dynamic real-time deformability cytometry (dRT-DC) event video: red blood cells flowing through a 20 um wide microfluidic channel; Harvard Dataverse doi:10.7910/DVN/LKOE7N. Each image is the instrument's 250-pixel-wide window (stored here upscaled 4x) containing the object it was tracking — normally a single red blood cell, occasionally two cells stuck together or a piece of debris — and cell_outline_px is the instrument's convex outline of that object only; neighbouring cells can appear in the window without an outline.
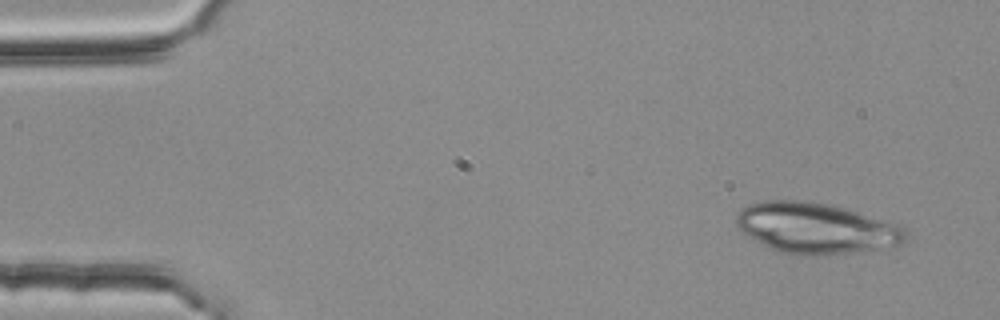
{"species": "common noctule bat (a hibernating species)", "species_latin": "Nyctalus noctula", "temperature_condition": "room temperature", "stored_images_in_passage": 3, "camera_frame_rate_fps": 3000, "um_per_image_px": 0.085, "animal": {"sex": "female", "body_mass_g": 25.1}, "frame": {"image": 1, "passage_image": 1, "time_ms": 0.0, "image_size_px": [1000, 320], "cell_outline_px": [[908, 240], [904, 244], [884, 252], [824, 256], [800, 256], [776, 252], [768, 248], [740, 232], [736, 228], [736, 216], [748, 204], [764, 200], [800, 200], [828, 204], [844, 208], [888, 220], [900, 224], [908, 228]], "centroid_in_image_um": [69.5, 19.46], "position_along_channel_um": 15.5, "area_um2": 52.42}}